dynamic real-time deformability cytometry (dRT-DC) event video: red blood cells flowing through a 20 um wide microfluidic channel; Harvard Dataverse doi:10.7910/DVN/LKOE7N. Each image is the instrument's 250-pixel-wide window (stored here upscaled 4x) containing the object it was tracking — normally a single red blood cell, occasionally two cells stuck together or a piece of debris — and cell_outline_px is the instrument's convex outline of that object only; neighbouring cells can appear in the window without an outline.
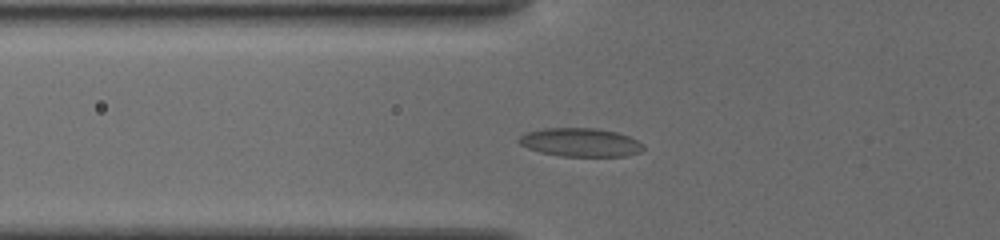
{"species": "common noctule bat (a hibernating species)", "species_latin": "Nyctalus noctula", "temperature_condition": "cold", "stored_images_in_passage": 69, "camera_frame_rate_fps": 3000, "um_per_image_px": 0.085, "animal": {"sex": "female", "body_mass_g": 19.5, "forearm_length_mm": 54.1}, "frame": {"image": 1, "passage_image": 12, "time_ms": 2.333, "image_size_px": [1000, 240], "cell_outline_px": [[644, 148], [640, 152], [624, 156], [560, 156], [540, 152], [528, 148], [520, 144], [516, 140], [520, 136], [528, 132], [544, 128], [596, 128], [616, 132], [628, 136], [644, 144]], "centroid_in_image_um": [49.33, 12.1], "position_along_channel_um": 76.5, "area_um2": 20.63}}
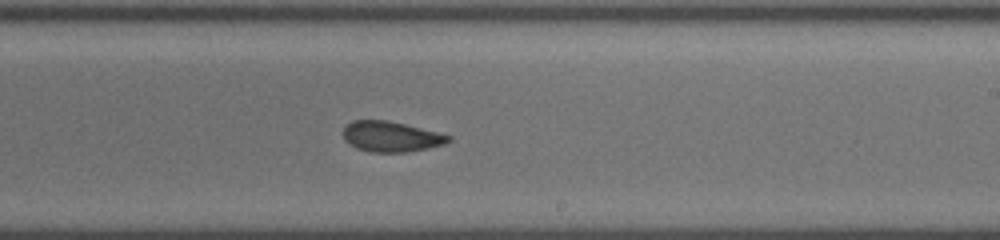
{"frame": {"image": 2, "passage_image": 37, "time_ms": 7.0, "image_size_px": [1000, 240], "cell_outline_px": [[452, 140], [444, 144], [428, 148], [408, 152], [372, 152], [356, 148], [348, 144], [344, 140], [344, 124], [352, 120], [388, 120], [452, 136]], "centroid_in_image_um": [33.2, 11.61], "position_along_channel_um": 255.8, "area_um2": 18.73}}
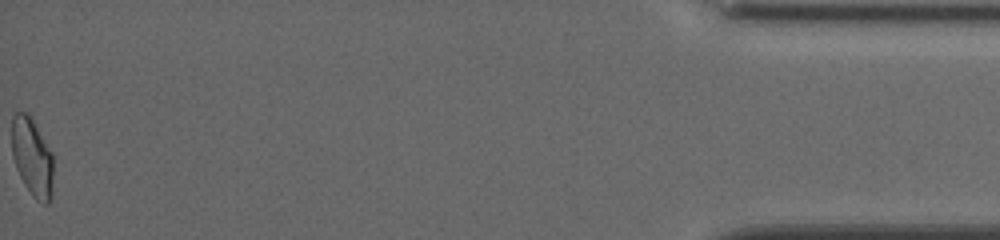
{"frame": {"image": 3, "passage_image": 69, "time_ms": 13.667, "image_size_px": [1000, 240], "cell_outline_px": [[52, 200], [48, 204], [44, 204], [36, 200], [32, 196], [24, 184], [16, 168], [12, 156], [12, 116], [16, 112], [28, 112], [52, 152]], "centroid_in_image_um": [2.73, 13.38], "position_along_channel_um": 432.5, "area_um2": 19.07}, "authors_computed_cell_mechanics": {"area_um2": 19.5364, "velocity_mm_per_s": 3.8688, "shape_relaxation_time_tau1_ms": null, "shape_relaxation_time_tau2_ms": 2.5754, "deformation_change_tau1": null, "deformation_change_tau2": 0.0771}}